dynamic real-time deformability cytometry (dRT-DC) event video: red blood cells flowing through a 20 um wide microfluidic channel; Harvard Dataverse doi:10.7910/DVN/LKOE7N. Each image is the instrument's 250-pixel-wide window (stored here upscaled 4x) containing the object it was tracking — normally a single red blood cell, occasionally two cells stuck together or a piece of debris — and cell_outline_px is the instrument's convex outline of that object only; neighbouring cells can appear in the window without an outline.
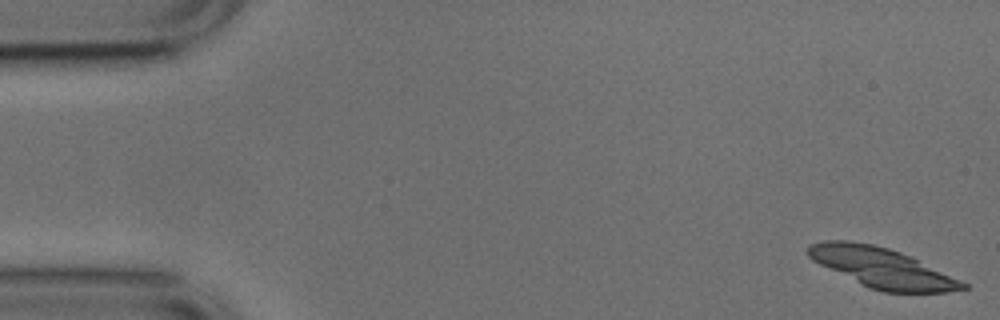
{"species": "common noctule bat (a hibernating species)", "species_latin": "Nyctalus noctula", "temperature_condition": "cold", "stored_images_in_passage": 14, "camera_frame_rate_fps": 3000, "um_per_image_px": 0.085, "animal": {"sex": "male", "body_mass_g": 17.9, "forearm_length_mm": 54.2}, "frame": {"image": 1, "passage_image": 1, "time_ms": 0.0, "image_size_px": [1000, 320], "cell_outline_px": [[968, 288], [944, 292], [884, 292], [868, 288], [812, 260], [808, 256], [808, 244], [824, 240], [848, 240], [872, 244], [888, 248], [900, 252], [960, 280], [968, 284]], "centroid_in_image_um": [74.91, 22.75], "position_along_channel_um": 10.1, "area_um2": 35.43}}